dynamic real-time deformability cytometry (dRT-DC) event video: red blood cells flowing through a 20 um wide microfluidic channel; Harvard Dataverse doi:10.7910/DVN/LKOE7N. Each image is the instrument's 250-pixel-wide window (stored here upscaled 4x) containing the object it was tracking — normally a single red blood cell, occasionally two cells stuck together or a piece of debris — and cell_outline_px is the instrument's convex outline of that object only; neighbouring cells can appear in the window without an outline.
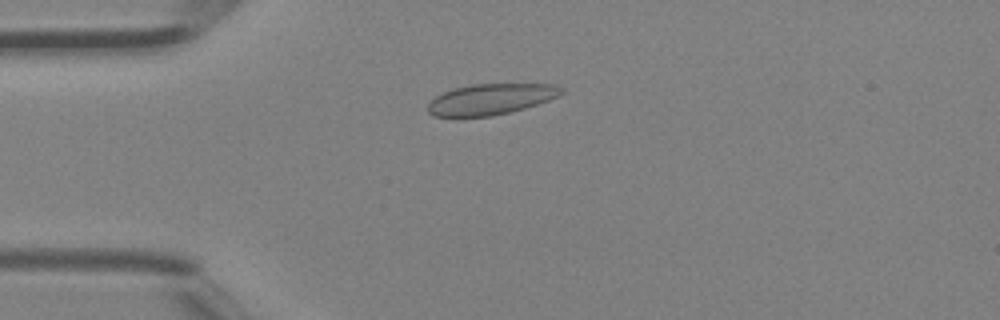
{"species": "Egyptian fruit bat (a non-hibernating species)", "species_latin": "Rousettus aegyptiacus", "temperature_condition": "room temperature", "stored_images_in_passage": 5, "camera_frame_rate_fps": 3000, "um_per_image_px": 0.085, "animal": {"sex": "female"}, "frame": {"image": 1, "passage_image": 4, "time_ms": 1.0, "image_size_px": [1000, 320], "cell_outline_px": [[564, 92], [560, 96], [524, 108], [492, 116], [432, 116], [428, 112], [428, 104], [436, 96], [452, 88], [472, 84], [556, 84], [564, 88]], "centroid_in_image_um": [41.74, 8.42], "position_along_channel_um": 43.3, "area_um2": 23.93}}